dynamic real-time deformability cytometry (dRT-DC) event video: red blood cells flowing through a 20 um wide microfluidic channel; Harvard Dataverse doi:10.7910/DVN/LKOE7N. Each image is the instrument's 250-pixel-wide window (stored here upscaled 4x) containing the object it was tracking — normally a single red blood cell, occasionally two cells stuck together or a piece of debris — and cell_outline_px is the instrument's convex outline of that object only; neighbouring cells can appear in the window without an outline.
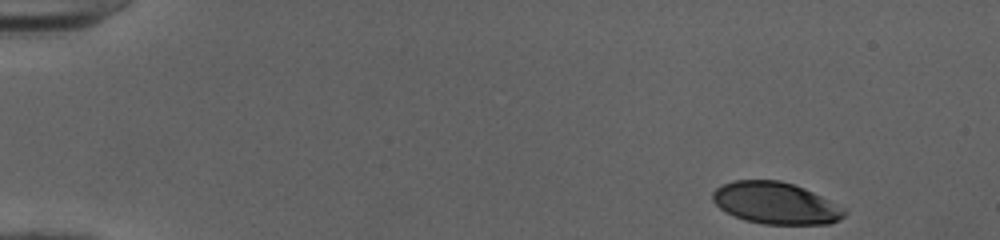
{"species": "human", "species_latin": "Homo sapiens", "temperature_condition": "cold", "stored_images_in_passage": 42, "camera_frame_rate_fps": 3000, "um_per_image_px": 0.085, "donor": {"sex": "female"}, "frame": {"image": 1, "passage_image": 1, "time_ms": 0.0, "image_size_px": [1000, 240], "cell_outline_px": [[848, 212], [840, 220], [828, 224], [764, 224], [744, 220], [720, 208], [712, 200], [712, 192], [716, 188], [724, 184], [736, 180], [780, 180], [804, 188], [844, 208]], "centroid_in_image_um": [65.93, 17.27], "position_along_channel_um": 19.1, "area_um2": 31.85}}
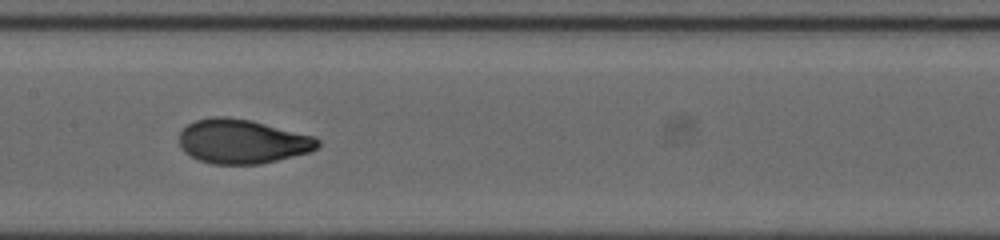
{"frame": {"image": 2, "passage_image": 23, "time_ms": 7.333, "image_size_px": [1000, 240], "cell_outline_px": [[320, 144], [316, 148], [308, 152], [260, 164], [212, 164], [200, 160], [184, 152], [180, 148], [180, 132], [188, 124], [196, 120], [212, 116], [228, 116], [252, 120], [316, 136], [320, 140]], "centroid_in_image_um": [20.6, 12.0], "position_along_channel_um": 186.8, "area_um2": 35.84}}
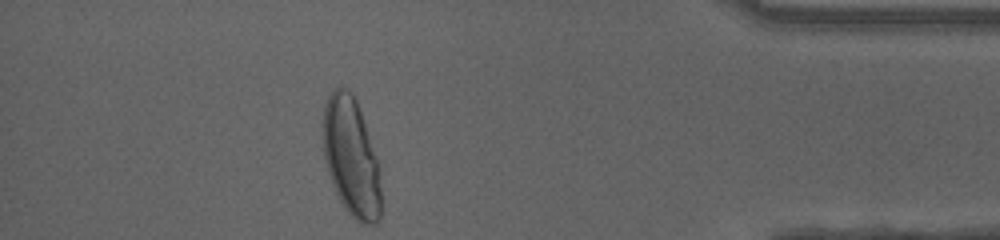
{"frame": {"image": 3, "passage_image": 42, "time_ms": 13.667, "image_size_px": [1000, 240], "cell_outline_px": [[380, 220], [376, 224], [360, 224], [344, 208], [332, 184], [324, 160], [324, 104], [332, 88], [340, 84], [348, 88], [352, 92], [356, 100], [380, 160]], "centroid_in_image_um": [29.88, 13.33], "position_along_channel_um": 405.3, "area_um2": 40.81}, "authors_computed_cell_mechanics": {"area_um2": 34.9979, "velocity_mm_per_s": 4.0095, "shape_relaxation_time_tau1_ms": 4.3465, "shape_relaxation_time_tau2_ms": null, "deformation_change_tau1": 0.2003, "deformation_change_tau2": null}}